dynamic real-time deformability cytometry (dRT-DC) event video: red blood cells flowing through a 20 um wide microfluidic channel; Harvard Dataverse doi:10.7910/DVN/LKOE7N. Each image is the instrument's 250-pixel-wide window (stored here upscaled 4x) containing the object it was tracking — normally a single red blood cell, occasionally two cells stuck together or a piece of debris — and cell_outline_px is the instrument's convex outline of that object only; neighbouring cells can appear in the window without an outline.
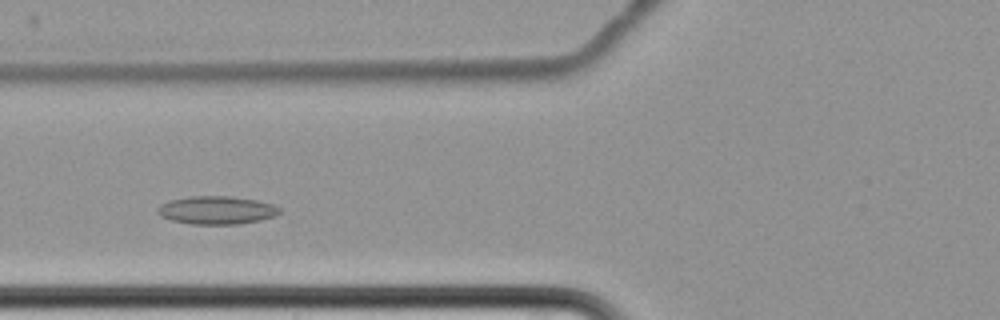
{"species": "common noctule bat (a hibernating species)", "species_latin": "Nyctalus noctula", "temperature_condition": "cold", "stored_images_in_passage": 4, "camera_frame_rate_fps": 3000, "um_per_image_px": 0.085, "animal": {"sex": "female", "body_mass_g": 22.7, "forearm_length_mm": 54.2}, "frame": {"image": 1, "passage_image": 4, "time_ms": 3.333, "image_size_px": [1000, 320], "cell_outline_px": [[280, 212], [276, 216], [260, 220], [236, 224], [192, 224], [172, 220], [160, 216], [156, 212], [160, 204], [168, 200], [188, 196], [228, 196], [256, 200], [272, 204], [280, 208]], "centroid_in_image_um": [18.39, 17.86], "position_along_channel_um": 107.4, "area_um2": 20.0}}